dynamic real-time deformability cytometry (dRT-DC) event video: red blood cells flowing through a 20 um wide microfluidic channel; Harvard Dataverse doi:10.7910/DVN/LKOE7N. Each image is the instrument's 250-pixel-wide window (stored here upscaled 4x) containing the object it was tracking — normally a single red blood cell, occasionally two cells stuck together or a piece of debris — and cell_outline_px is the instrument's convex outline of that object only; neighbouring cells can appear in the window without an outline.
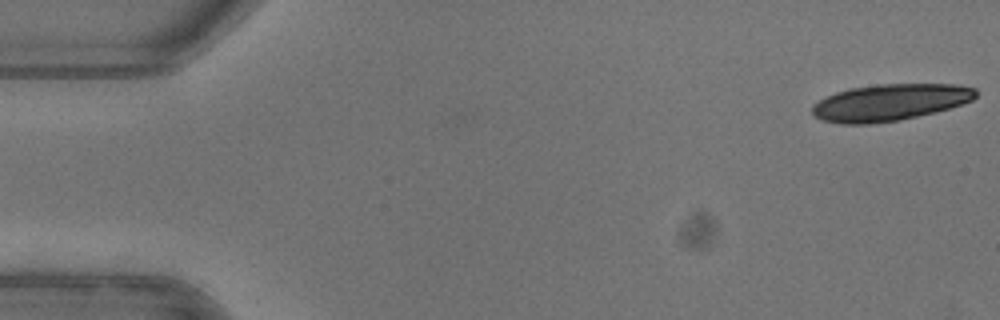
{"species": "common noctule bat (a hibernating species)", "species_latin": "Nyctalus noctula", "temperature_condition": "warm", "stored_images_in_passage": 16, "camera_frame_rate_fps": 3000, "um_per_image_px": 0.085, "animal": {"sex": "female"}, "frame": {"image": 1, "passage_image": 1, "time_ms": 0.0, "image_size_px": [1000, 320], "cell_outline_px": [[976, 96], [972, 100], [936, 112], [900, 120], [868, 124], [840, 124], [820, 120], [812, 116], [812, 104], [824, 96], [836, 92], [852, 88], [880, 84], [956, 84], [976, 88]], "centroid_in_image_um": [75.58, 8.71], "position_along_channel_um": 9.4, "area_um2": 35.14}}